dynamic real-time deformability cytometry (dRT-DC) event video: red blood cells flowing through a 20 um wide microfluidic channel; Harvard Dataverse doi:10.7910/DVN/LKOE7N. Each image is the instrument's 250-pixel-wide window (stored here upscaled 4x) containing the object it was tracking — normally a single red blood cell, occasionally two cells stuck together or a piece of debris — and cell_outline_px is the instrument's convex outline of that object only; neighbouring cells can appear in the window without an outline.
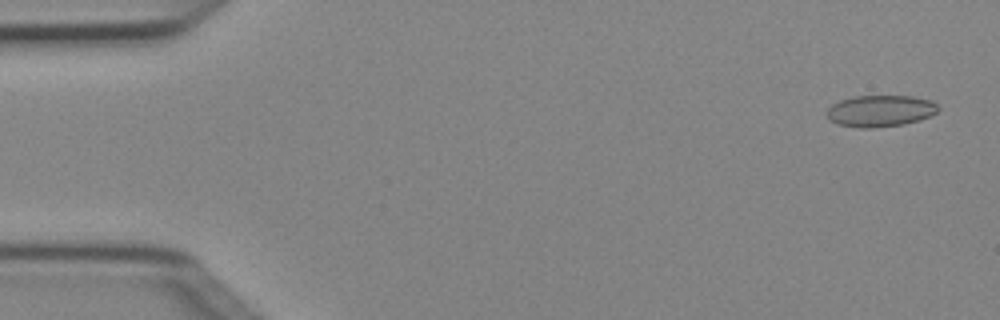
{"species": "Egyptian fruit bat (a non-hibernating species)", "species_latin": "Rousettus aegyptiacus", "temperature_condition": "cold", "stored_images_in_passage": 5, "camera_frame_rate_fps": 3000, "um_per_image_px": 0.085, "animal": {"sex": "female"}, "frame": {"image": 1, "passage_image": 1, "time_ms": 0.0, "image_size_px": [1000, 320], "cell_outline_px": [[940, 108], [936, 112], [920, 120], [904, 124], [872, 128], [860, 128], [840, 124], [832, 120], [828, 116], [828, 108], [832, 104], [840, 100], [852, 96], [912, 96], [932, 100]], "centroid_in_image_um": [74.85, 9.42], "position_along_channel_um": 10.1, "area_um2": 20.35}}
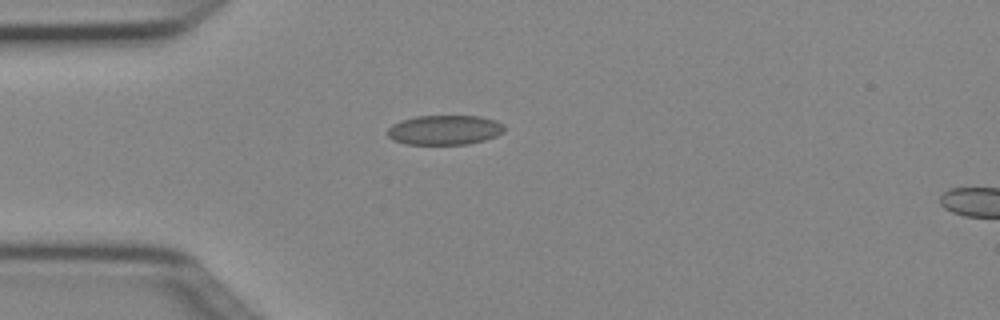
{"frame": {"image": 2, "passage_image": 4, "time_ms": 1.0, "image_size_px": [1000, 320], "cell_outline_px": [[504, 132], [496, 136], [484, 140], [468, 144], [408, 144], [392, 140], [388, 136], [388, 128], [392, 124], [400, 120], [416, 116], [480, 116], [496, 120], [504, 124]], "centroid_in_image_um": [37.8, 11.04], "position_along_channel_um": 47.2, "area_um2": 20.29}}